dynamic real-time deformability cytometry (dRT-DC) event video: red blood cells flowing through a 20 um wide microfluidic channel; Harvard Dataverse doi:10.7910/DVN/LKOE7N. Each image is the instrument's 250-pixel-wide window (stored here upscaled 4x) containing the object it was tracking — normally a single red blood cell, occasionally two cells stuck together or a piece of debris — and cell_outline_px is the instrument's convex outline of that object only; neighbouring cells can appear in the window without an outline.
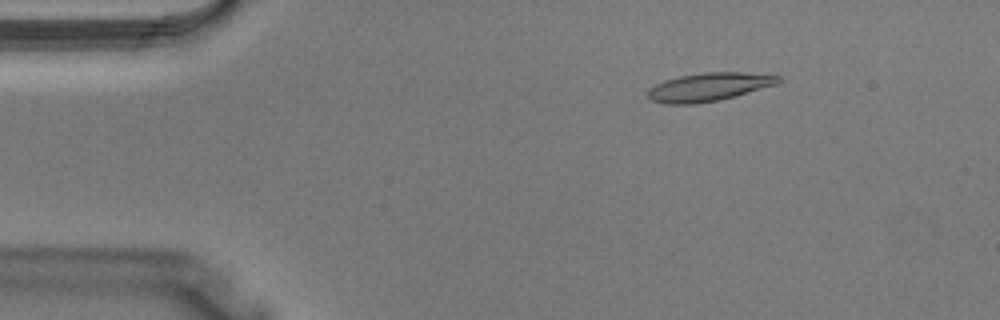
{"species": "Egyptian fruit bat (a non-hibernating species)", "species_latin": "Rousettus aegyptiacus", "temperature_condition": "warm", "stored_images_in_passage": 39, "camera_frame_rate_fps": 3000, "um_per_image_px": 0.085, "animal": {"sex": "male"}, "frame": {"image": 1, "passage_image": 6, "time_ms": 1.667, "image_size_px": [1000, 320], "cell_outline_px": [[780, 80], [776, 84], [736, 96], [720, 100], [692, 104], [664, 104], [652, 100], [648, 96], [648, 88], [664, 80], [680, 76], [704, 72], [744, 72], [780, 76]], "centroid_in_image_um": [60.22, 7.39], "position_along_channel_um": 24.8, "area_um2": 21.44}}
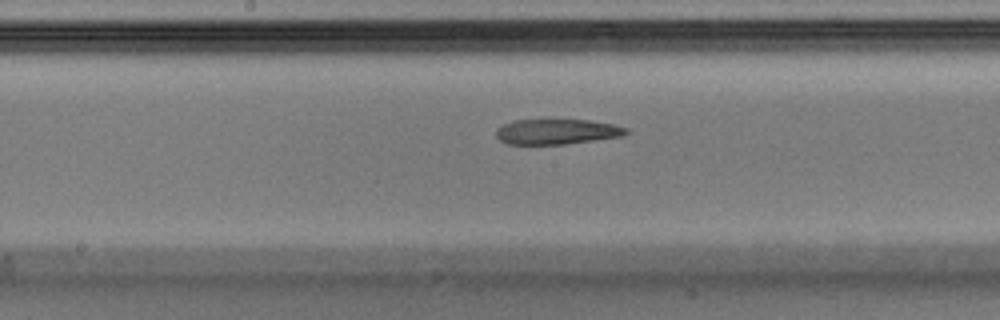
{"frame": {"image": 2, "passage_image": 20, "time_ms": 6.333, "image_size_px": [1000, 320], "cell_outline_px": [[628, 132], [624, 136], [564, 144], [508, 144], [500, 140], [496, 136], [496, 128], [512, 120], [588, 120], [612, 124], [628, 128]], "centroid_in_image_um": [47.32, 11.19], "position_along_channel_um": 200.9, "area_um2": 19.07}}
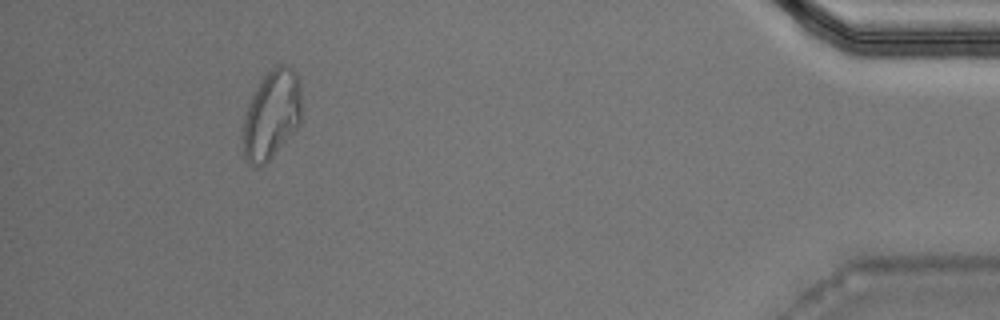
{"frame": {"image": 3, "passage_image": 36, "time_ms": 11.667, "image_size_px": [1000, 320], "cell_outline_px": [[300, 124], [272, 156], [264, 164], [248, 164], [244, 156], [244, 120], [248, 108], [256, 88], [260, 80], [272, 68], [280, 64], [284, 64], [292, 68], [296, 72], [300, 80]], "centroid_in_image_um": [23.11, 9.7], "position_along_channel_um": 412.1, "area_um2": 29.65}}